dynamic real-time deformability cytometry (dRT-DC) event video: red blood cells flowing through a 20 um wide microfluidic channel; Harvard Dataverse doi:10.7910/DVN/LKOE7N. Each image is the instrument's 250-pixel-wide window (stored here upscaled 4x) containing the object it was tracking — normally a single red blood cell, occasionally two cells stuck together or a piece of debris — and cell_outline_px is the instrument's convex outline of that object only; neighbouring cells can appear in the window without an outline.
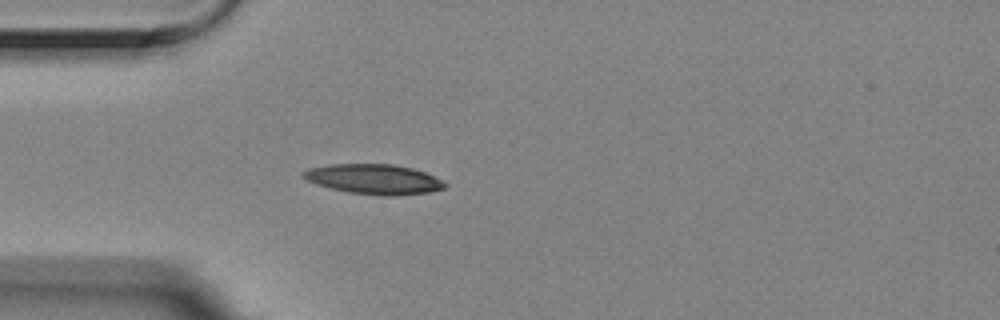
{"species": "Egyptian fruit bat (a non-hibernating species)", "species_latin": "Rousettus aegyptiacus", "temperature_condition": "room temperature", "stored_images_in_passage": 5, "camera_frame_rate_fps": 3000, "um_per_image_px": 0.085, "animal": {"sex": "female"}, "frame": {"image": 1, "passage_image": 5, "time_ms": 1.333, "image_size_px": [1000, 320], "cell_outline_px": [[448, 184], [444, 188], [428, 192], [396, 196], [380, 196], [348, 192], [332, 188], [308, 180], [300, 176], [300, 172], [308, 168], [328, 164], [392, 164], [412, 168], [424, 172], [444, 180]], "centroid_in_image_um": [31.79, 15.22], "position_along_channel_um": 53.2, "area_um2": 24.8}}